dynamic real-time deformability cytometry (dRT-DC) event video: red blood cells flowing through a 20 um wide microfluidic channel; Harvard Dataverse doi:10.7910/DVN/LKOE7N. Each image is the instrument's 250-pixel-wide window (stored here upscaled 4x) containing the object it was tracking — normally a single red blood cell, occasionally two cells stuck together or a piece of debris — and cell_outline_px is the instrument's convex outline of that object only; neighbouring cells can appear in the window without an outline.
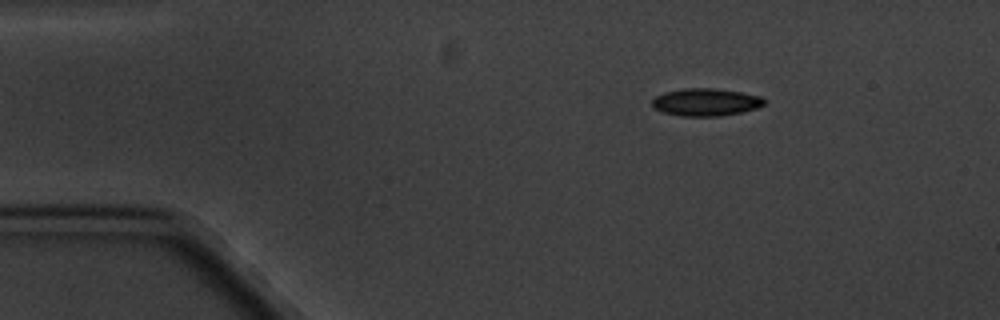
{"species": "common noctule bat (a hibernating species)", "species_latin": "Nyctalus noctula", "temperature_condition": "cold", "stored_images_in_passage": 10, "camera_frame_rate_fps": 3000, "um_per_image_px": 0.085, "animal": {"sex": "male", "body_mass_g": 20.1, "forearm_length_mm": 53.5}, "frame": {"image": 1, "passage_image": 1, "time_ms": 0.0, "image_size_px": [1000, 320], "cell_outline_px": [[764, 104], [756, 108], [740, 112], [720, 116], [680, 116], [664, 112], [652, 108], [652, 100], [656, 96], [664, 92], [684, 88], [712, 88], [740, 92], [760, 96], [764, 100]], "centroid_in_image_um": [59.94, 8.68], "position_along_channel_um": 25.1, "area_um2": 17.86}}
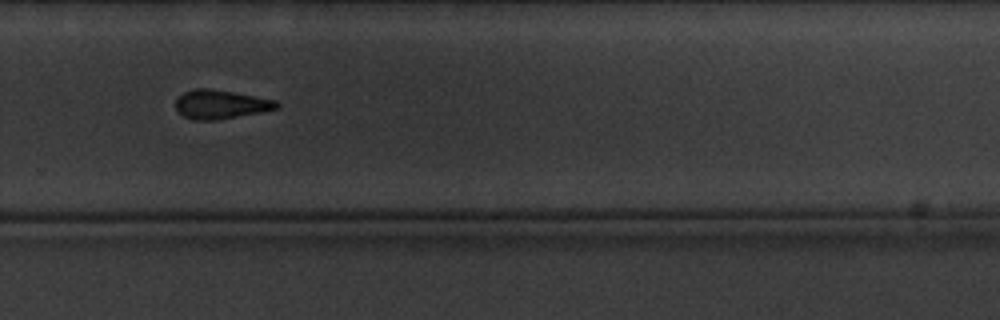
{"frame": {"image": 2, "passage_image": 9, "time_ms": 10.333, "image_size_px": [1000, 320], "cell_outline_px": [[280, 108], [260, 112], [216, 120], [192, 120], [184, 116], [176, 108], [176, 96], [184, 92], [196, 88], [208, 88], [232, 92], [276, 100], [280, 104]], "centroid_in_image_um": [18.74, 8.87], "position_along_channel_um": 311.1, "area_um2": 16.94}}